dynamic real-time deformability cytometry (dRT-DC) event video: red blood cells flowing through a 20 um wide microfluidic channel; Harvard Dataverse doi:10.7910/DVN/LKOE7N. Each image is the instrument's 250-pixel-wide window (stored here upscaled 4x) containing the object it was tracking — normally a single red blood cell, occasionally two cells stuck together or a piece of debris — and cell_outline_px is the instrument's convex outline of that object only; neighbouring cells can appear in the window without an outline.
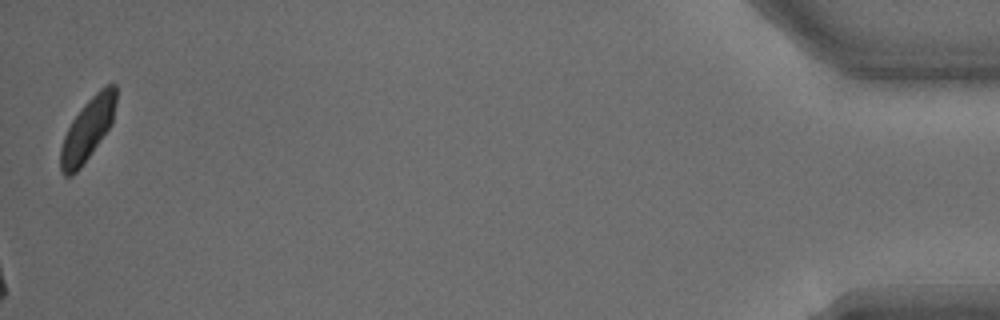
{"species": "common noctule bat (a hibernating species)", "species_latin": "Nyctalus noctula", "temperature_condition": "warm", "stored_images_in_passage": 30, "camera_frame_rate_fps": 3000, "um_per_image_px": 0.085, "animal": {"sex": "male", "body_mass_g": 15.6}, "frame": {"image": 1, "passage_image": 30, "time_ms": 9.667, "image_size_px": [1000, 320], "cell_outline_px": [[116, 104], [112, 124], [80, 168], [72, 176], [64, 176], [60, 172], [60, 148], [64, 136], [72, 120], [84, 104], [104, 84], [116, 84]], "centroid_in_image_um": [7.44, 10.99], "position_along_channel_um": 427.8, "area_um2": 20.11}}